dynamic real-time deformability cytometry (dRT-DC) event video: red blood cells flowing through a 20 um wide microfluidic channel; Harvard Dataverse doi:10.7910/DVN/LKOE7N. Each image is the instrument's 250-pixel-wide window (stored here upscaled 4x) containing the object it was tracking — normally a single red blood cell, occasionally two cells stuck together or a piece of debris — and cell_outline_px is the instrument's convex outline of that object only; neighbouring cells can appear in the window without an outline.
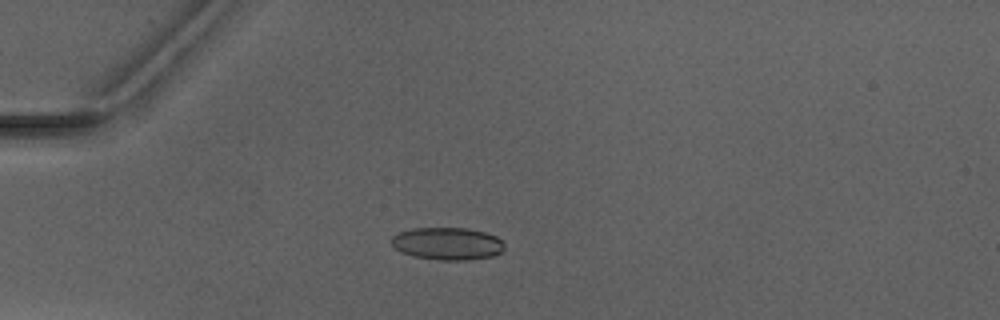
{"species": "Egyptian fruit bat (a non-hibernating species)", "species_latin": "Rousettus aegyptiacus", "temperature_condition": "warm", "stored_images_in_passage": 6, "camera_frame_rate_fps": 3000, "um_per_image_px": 0.085, "animal": {"sex": "male"}, "frame": {"image": 1, "passage_image": 4, "time_ms": 4.333, "image_size_px": [1000, 320], "cell_outline_px": [[504, 248], [500, 252], [492, 256], [468, 260], [436, 260], [416, 256], [404, 252], [396, 248], [392, 244], [392, 236], [400, 232], [412, 228], [468, 228], [484, 232], [496, 236], [504, 244]], "centroid_in_image_um": [38.05, 20.7], "position_along_channel_um": 47.0, "area_um2": 21.15}}